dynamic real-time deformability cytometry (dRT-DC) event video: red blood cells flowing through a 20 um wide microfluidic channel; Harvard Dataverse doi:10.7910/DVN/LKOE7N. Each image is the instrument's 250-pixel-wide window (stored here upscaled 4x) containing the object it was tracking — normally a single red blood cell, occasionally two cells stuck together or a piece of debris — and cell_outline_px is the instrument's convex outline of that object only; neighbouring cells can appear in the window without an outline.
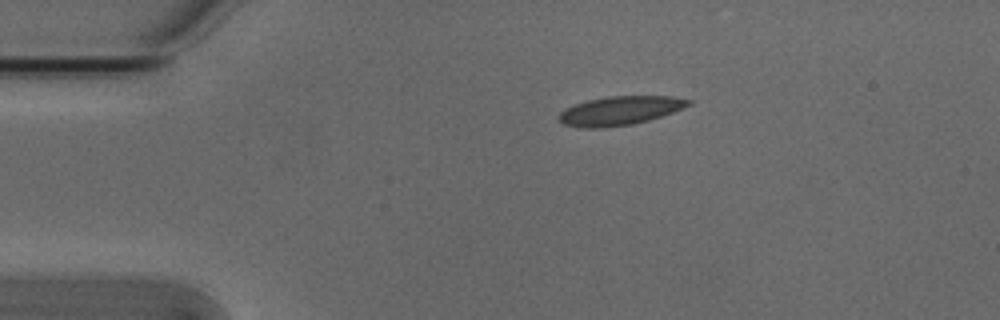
{"species": "Egyptian fruit bat (a non-hibernating species)", "species_latin": "Rousettus aegyptiacus", "temperature_condition": "cold", "stored_images_in_passage": 2, "camera_frame_rate_fps": 3000, "um_per_image_px": 0.085, "animal": {"sex": "male"}, "frame": {"image": 1, "passage_image": 1, "time_ms": 0.0, "image_size_px": [1000, 320], "cell_outline_px": [[692, 104], [672, 112], [648, 120], [632, 124], [604, 128], [580, 128], [564, 124], [556, 120], [556, 116], [564, 108], [588, 100], [608, 96], [672, 96], [692, 100]], "centroid_in_image_um": [52.64, 9.41], "position_along_channel_um": 32.4, "area_um2": 21.91}}
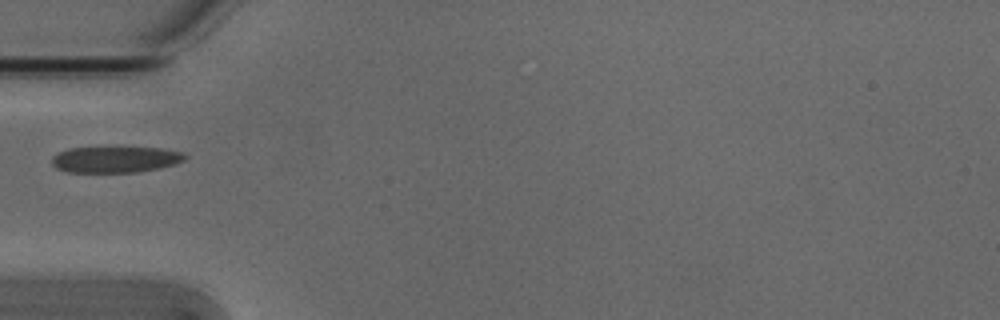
{"frame": {"image": 2, "passage_image": 2, "time_ms": 0.333, "image_size_px": [1000, 320], "cell_outline_px": [[188, 156], [184, 160], [176, 164], [136, 172], [68, 172], [56, 168], [52, 164], [52, 156], [56, 152], [68, 148], [160, 148], [184, 152]], "centroid_in_image_um": [9.79, 13.55], "position_along_channel_um": 75.2, "area_um2": 20.23}}